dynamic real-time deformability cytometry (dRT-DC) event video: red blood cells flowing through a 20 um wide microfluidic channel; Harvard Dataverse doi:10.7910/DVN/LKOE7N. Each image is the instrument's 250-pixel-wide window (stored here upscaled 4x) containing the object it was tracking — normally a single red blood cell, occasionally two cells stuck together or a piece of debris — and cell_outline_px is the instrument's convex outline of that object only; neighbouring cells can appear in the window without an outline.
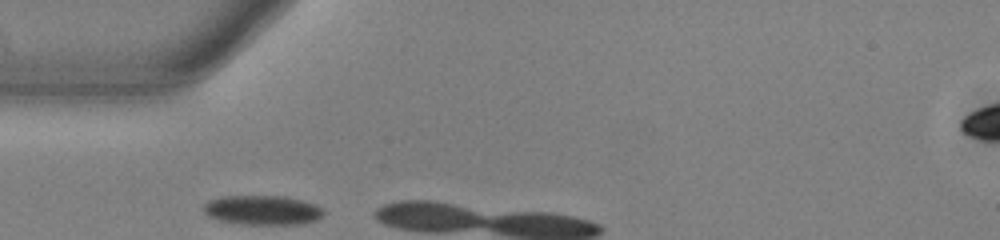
{"species": "common noctule bat (a hibernating species)", "species_latin": "Nyctalus noctula", "temperature_condition": "warm", "stored_images_in_passage": 3, "camera_frame_rate_fps": 3000, "um_per_image_px": 0.085, "animal": {"sex": "male", "body_mass_g": 13.0, "forearm_length_mm": 53.1}, "frame": {"image": 1, "passage_image": 1, "time_ms": 0.0, "image_size_px": [1000, 240], "cell_outline_px": [[324, 212], [316, 220], [304, 224], [240, 224], [220, 220], [208, 216], [200, 208], [208, 200], [220, 196], [284, 196], [316, 204]], "centroid_in_image_um": [22.25, 17.85], "position_along_channel_um": 62.7, "area_um2": 20.69}}